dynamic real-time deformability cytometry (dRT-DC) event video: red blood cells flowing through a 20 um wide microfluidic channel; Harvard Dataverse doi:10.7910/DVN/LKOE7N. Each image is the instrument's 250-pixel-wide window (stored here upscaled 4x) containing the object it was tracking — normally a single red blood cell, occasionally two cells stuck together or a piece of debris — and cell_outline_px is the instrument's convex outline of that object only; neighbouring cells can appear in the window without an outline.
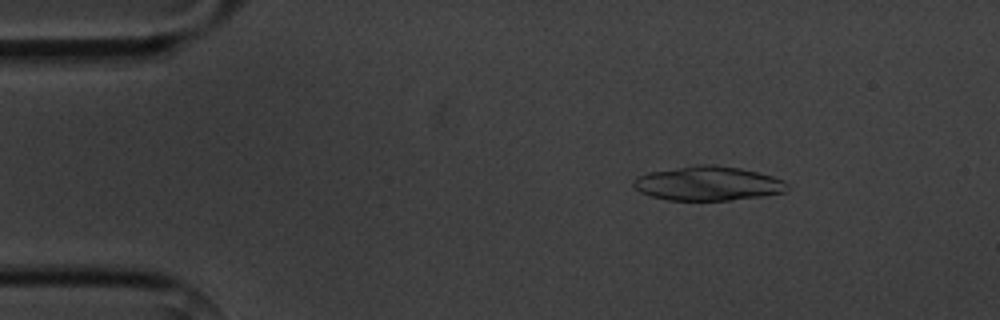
{"species": "common noctule bat (a hibernating species)", "species_latin": "Nyctalus noctula", "temperature_condition": "cold", "stored_images_in_passage": 5, "camera_frame_rate_fps": 3000, "um_per_image_px": 0.085, "animal": {"sex": "male", "body_mass_g": 20.1, "forearm_length_mm": 53.5}, "frame": {"image": 1, "passage_image": 3, "time_ms": 2.333, "image_size_px": [1000, 320], "cell_outline_px": [[788, 188], [784, 192], [764, 196], [732, 200], [668, 200], [652, 196], [640, 192], [632, 184], [636, 176], [648, 172], [700, 164], [712, 164], [740, 168], [772, 176], [784, 180], [788, 184]], "centroid_in_image_um": [60.18, 15.59], "position_along_channel_um": 24.8, "area_um2": 30.69}}